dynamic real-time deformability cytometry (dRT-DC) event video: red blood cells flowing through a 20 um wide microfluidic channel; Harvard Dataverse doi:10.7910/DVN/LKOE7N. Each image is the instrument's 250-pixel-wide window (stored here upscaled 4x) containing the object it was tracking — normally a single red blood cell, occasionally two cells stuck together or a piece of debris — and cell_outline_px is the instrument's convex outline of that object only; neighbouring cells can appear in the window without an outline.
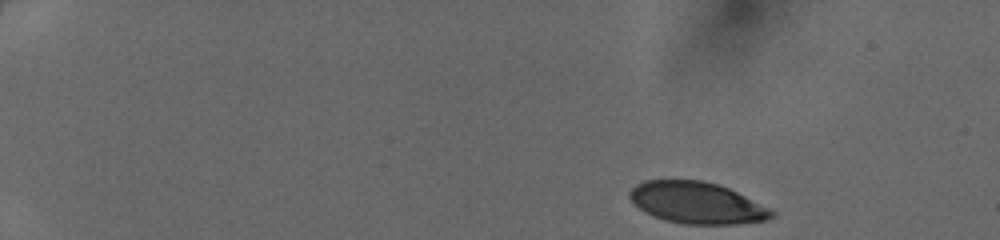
{"species": "human", "species_latin": "Homo sapiens", "temperature_condition": "cold", "stored_images_in_passage": 40, "camera_frame_rate_fps": 3000, "um_per_image_px": 0.085, "donor": {"sex": "female"}, "frame": {"image": 1, "passage_image": 1, "time_ms": 0.0, "image_size_px": [1000, 240], "cell_outline_px": [[776, 216], [768, 220], [736, 224], [684, 224], [664, 220], [652, 216], [644, 212], [628, 196], [628, 192], [636, 184], [644, 180], [704, 180], [728, 188], [772, 208], [776, 212]], "centroid_in_image_um": [59.27, 17.25], "position_along_channel_um": 25.7, "area_um2": 34.68}}
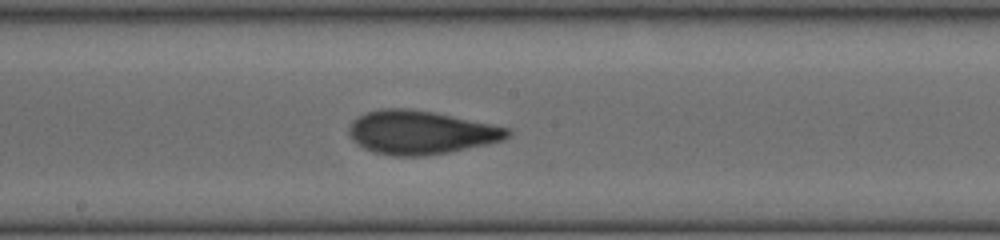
{"frame": {"image": 2, "passage_image": 23, "time_ms": 7.333, "image_size_px": [1000, 240], "cell_outline_px": [[512, 132], [504, 140], [488, 144], [448, 152], [420, 156], [392, 156], [372, 152], [356, 144], [348, 136], [348, 128], [352, 120], [368, 112], [380, 108], [408, 108], [432, 112], [508, 128]], "centroid_in_image_um": [35.7, 11.26], "position_along_channel_um": 212.5, "area_um2": 40.11}}
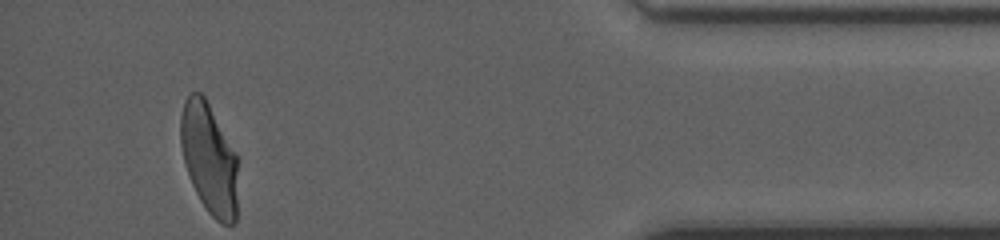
{"frame": {"image": 3, "passage_image": 40, "time_ms": 13.0, "image_size_px": [1000, 240], "cell_outline_px": [[236, 224], [220, 224], [208, 212], [200, 200], [192, 184], [184, 160], [180, 144], [180, 116], [184, 100], [188, 92], [200, 92], [204, 96], [236, 156]], "centroid_in_image_um": [17.74, 13.49], "position_along_channel_um": 417.5, "area_um2": 36.41}}